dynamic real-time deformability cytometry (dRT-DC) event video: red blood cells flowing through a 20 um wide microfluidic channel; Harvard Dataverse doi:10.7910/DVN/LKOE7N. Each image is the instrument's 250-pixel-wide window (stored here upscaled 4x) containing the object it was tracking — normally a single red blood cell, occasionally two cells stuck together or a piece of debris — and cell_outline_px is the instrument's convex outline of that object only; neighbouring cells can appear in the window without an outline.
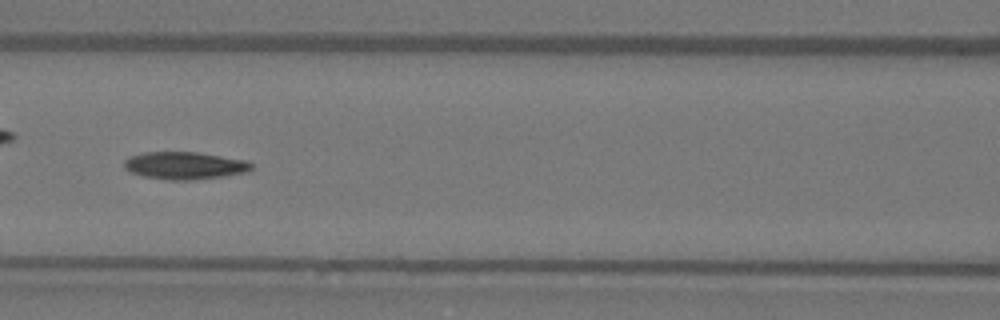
{"species": "Egyptian fruit bat (a non-hibernating species)", "species_latin": "Rousettus aegyptiacus", "temperature_condition": "warm", "stored_images_in_passage": 49, "camera_frame_rate_fps": 3000, "um_per_image_px": 0.085, "animal": {"sex": "female"}, "frame": {"image": 1, "passage_image": 22, "time_ms": 7.0, "image_size_px": [1000, 320], "cell_outline_px": [[252, 168], [248, 172], [224, 176], [192, 180], [168, 180], [144, 176], [132, 172], [124, 168], [124, 160], [128, 156], [144, 152], [196, 152], [248, 160], [252, 164]], "centroid_in_image_um": [15.71, 14.07], "position_along_channel_um": 150.9, "area_um2": 20.46}, "authors_computed_cell_mechanics": {"area_um2": 19.7676, "velocity_mm_per_s": 4.0789, "shape_relaxation_time_tau1_ms": 5.7996, "shape_relaxation_time_tau2_ms": 10.7635, "deformation_change_tau1": 0.1998, "deformation_change_tau2": 0.153}}